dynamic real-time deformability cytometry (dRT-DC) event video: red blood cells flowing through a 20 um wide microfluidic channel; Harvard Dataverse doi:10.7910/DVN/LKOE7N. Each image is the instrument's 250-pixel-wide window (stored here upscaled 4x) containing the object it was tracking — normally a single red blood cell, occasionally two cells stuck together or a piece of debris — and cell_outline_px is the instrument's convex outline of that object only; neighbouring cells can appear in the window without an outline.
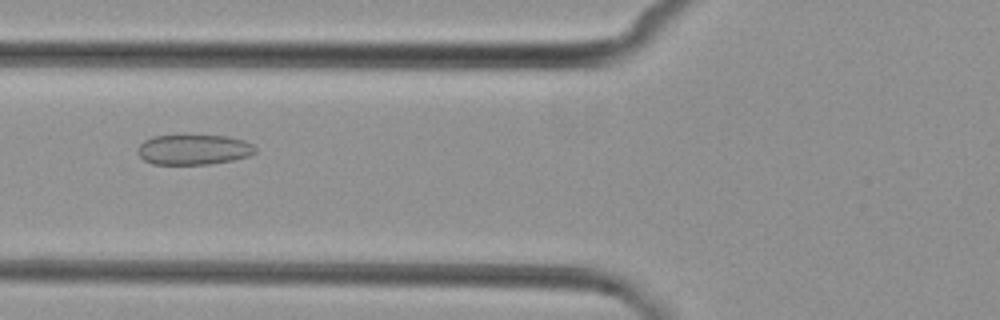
{"species": "common noctule bat (a hibernating species)", "species_latin": "Nyctalus noctula", "temperature_condition": "cold", "stored_images_in_passage": 9, "camera_frame_rate_fps": 3000, "um_per_image_px": 0.085, "animal": {"sex": "female", "body_mass_g": 29.2, "forearm_length_mm": 56.3}, "frame": {"image": 1, "passage_image": 6, "time_ms": 7.0, "image_size_px": [1000, 320], "cell_outline_px": [[256, 152], [248, 156], [232, 160], [208, 164], [152, 164], [144, 160], [136, 152], [136, 148], [144, 140], [152, 136], [184, 132], [188, 132], [228, 136], [244, 140], [252, 144], [256, 148]], "centroid_in_image_um": [16.41, 12.65], "position_along_channel_um": 109.4, "area_um2": 21.79}}
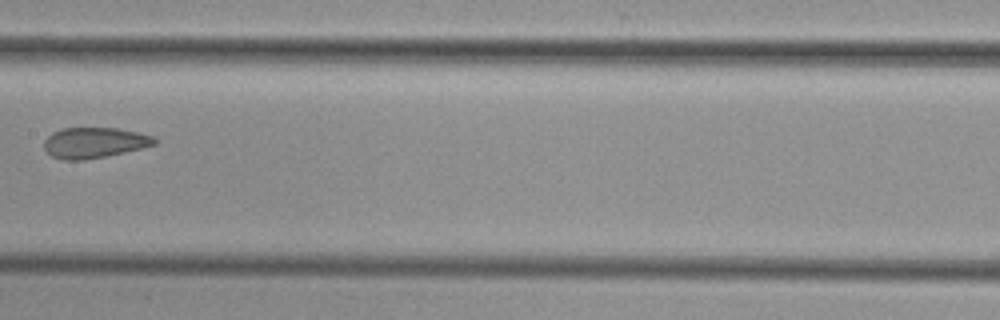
{"frame": {"image": 2, "passage_image": 8, "time_ms": 9.333, "image_size_px": [1000, 320], "cell_outline_px": [[156, 144], [124, 152], [84, 160], [64, 160], [52, 156], [44, 148], [44, 140], [52, 132], [60, 128], [116, 128], [136, 132], [152, 136], [156, 140]], "centroid_in_image_um": [7.97, 12.12], "position_along_channel_um": 199.4, "area_um2": 19.48}}
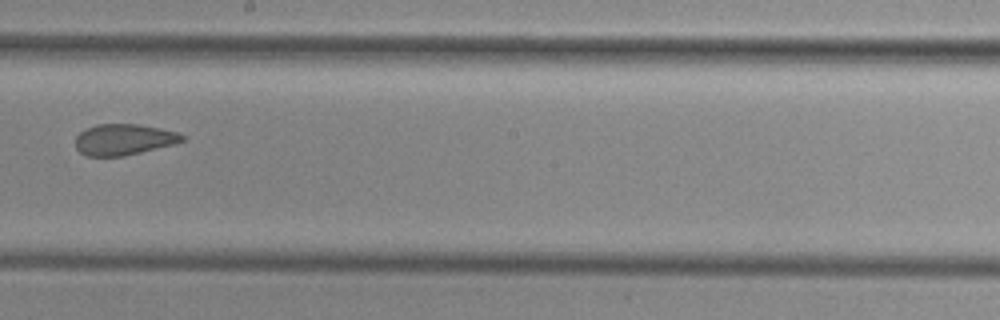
{"frame": {"image": 3, "passage_image": 9, "time_ms": 10.333, "image_size_px": [1000, 320], "cell_outline_px": [[184, 140], [172, 144], [124, 156], [84, 156], [76, 148], [76, 136], [80, 132], [96, 124], [136, 124], [160, 128], [176, 132], [184, 136]], "centroid_in_image_um": [10.48, 11.86], "position_along_channel_um": 237.7, "area_um2": 19.07}}